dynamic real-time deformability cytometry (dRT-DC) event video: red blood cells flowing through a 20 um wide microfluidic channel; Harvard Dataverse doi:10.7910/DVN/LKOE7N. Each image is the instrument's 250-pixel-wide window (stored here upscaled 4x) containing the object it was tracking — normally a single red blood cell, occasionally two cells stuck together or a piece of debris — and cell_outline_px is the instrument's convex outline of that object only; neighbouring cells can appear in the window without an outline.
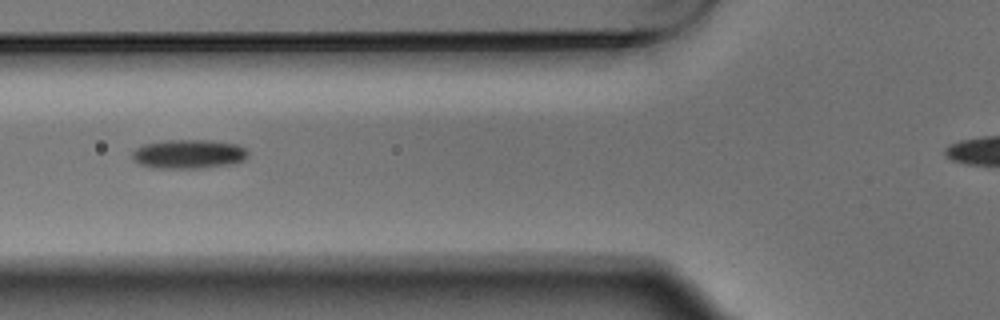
{"species": "Egyptian fruit bat (a non-hibernating species)", "species_latin": "Rousettus aegyptiacus", "temperature_condition": "warm", "stored_images_in_passage": 3, "camera_frame_rate_fps": 3000, "um_per_image_px": 0.085, "animal": {"sex": "male"}, "frame": {"image": 1, "passage_image": 2, "time_ms": 0.333, "image_size_px": [1000, 320], "cell_outline_px": [[248, 156], [244, 160], [228, 164], [196, 168], [152, 168], [140, 164], [132, 160], [132, 152], [136, 148], [144, 144], [164, 140], [212, 140], [236, 144], [244, 148], [248, 152]], "centroid_in_image_um": [15.99, 13.08], "position_along_channel_um": 109.8, "area_um2": 19.59}}
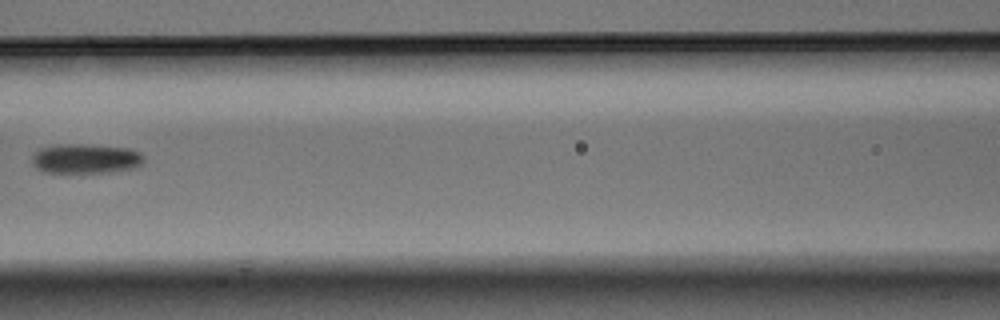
{"frame": {"image": 2, "passage_image": 3, "time_ms": 0.667, "image_size_px": [1000, 320], "cell_outline_px": [[144, 160], [136, 168], [112, 172], [44, 172], [36, 168], [32, 164], [32, 156], [40, 148], [56, 144], [80, 144], [128, 148], [140, 152], [144, 156]], "centroid_in_image_um": [7.28, 13.48], "position_along_channel_um": 159.3, "area_um2": 19.36}}